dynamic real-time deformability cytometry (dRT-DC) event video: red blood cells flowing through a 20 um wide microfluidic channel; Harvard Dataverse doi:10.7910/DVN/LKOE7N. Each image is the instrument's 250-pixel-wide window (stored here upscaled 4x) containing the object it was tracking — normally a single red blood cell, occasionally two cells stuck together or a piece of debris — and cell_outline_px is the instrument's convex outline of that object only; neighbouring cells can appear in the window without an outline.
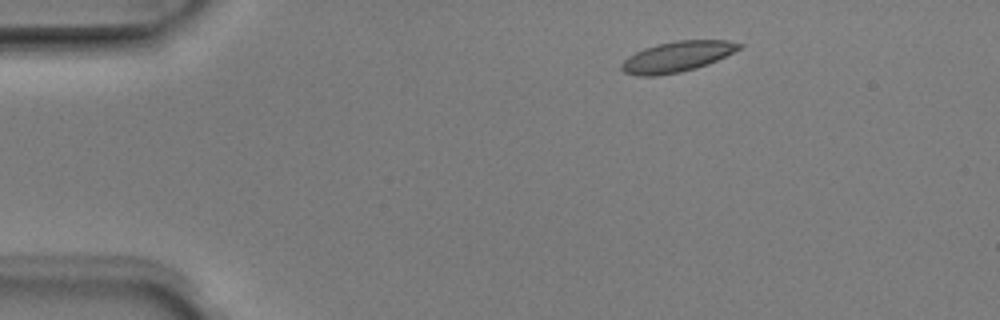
{"species": "Egyptian fruit bat (a non-hibernating species)", "species_latin": "Rousettus aegyptiacus", "temperature_condition": "room temperature", "stored_images_in_passage": 3, "camera_frame_rate_fps": 3000, "um_per_image_px": 0.085, "animal": {"sex": "male"}, "frame": {"image": 1, "passage_image": 2, "time_ms": 0.333, "image_size_px": [1000, 320], "cell_outline_px": [[744, 44], [740, 48], [708, 64], [696, 68], [680, 72], [656, 76], [636, 76], [624, 72], [620, 68], [620, 64], [628, 56], [644, 48], [656, 44], [676, 40], [728, 40]], "centroid_in_image_um": [57.51, 4.82], "position_along_channel_um": 27.5, "area_um2": 20.92}}